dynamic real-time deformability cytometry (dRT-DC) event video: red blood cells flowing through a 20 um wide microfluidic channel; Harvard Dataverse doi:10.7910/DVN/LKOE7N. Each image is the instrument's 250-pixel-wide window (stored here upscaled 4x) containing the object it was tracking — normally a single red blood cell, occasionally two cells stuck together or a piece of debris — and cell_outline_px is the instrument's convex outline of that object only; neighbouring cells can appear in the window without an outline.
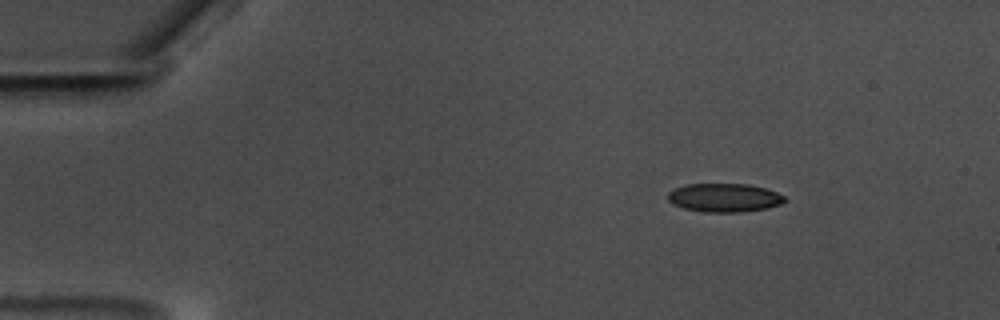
{"species": "common noctule bat (a hibernating species)", "species_latin": "Nyctalus noctula", "temperature_condition": "warm", "stored_images_in_passage": 52, "camera_frame_rate_fps": 3000, "um_per_image_px": 0.085, "animal": {"sex": "male", "body_mass_g": 17.5, "forearm_length_mm": 52.3}, "frame": {"image": 1, "passage_image": 2, "time_ms": 0.333, "image_size_px": [1000, 320], "cell_outline_px": [[788, 200], [780, 204], [764, 208], [740, 212], [704, 212], [684, 208], [672, 204], [668, 200], [668, 192], [684, 184], [748, 184], [764, 188], [776, 192], [784, 196]], "centroid_in_image_um": [61.54, 16.8], "position_along_channel_um": 23.5, "area_um2": 19.36}}
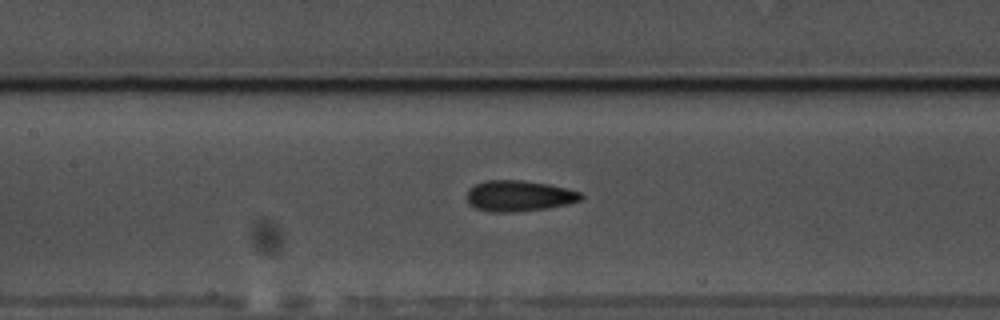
{"frame": {"image": 2, "passage_image": 21, "time_ms": 6.667, "image_size_px": [1000, 320], "cell_outline_px": [[584, 196], [580, 200], [564, 204], [544, 208], [512, 212], [488, 212], [476, 208], [468, 204], [468, 192], [476, 184], [484, 180], [524, 180], [548, 184], [580, 192]], "centroid_in_image_um": [44.08, 16.64], "position_along_channel_um": 163.3, "area_um2": 20.23}}
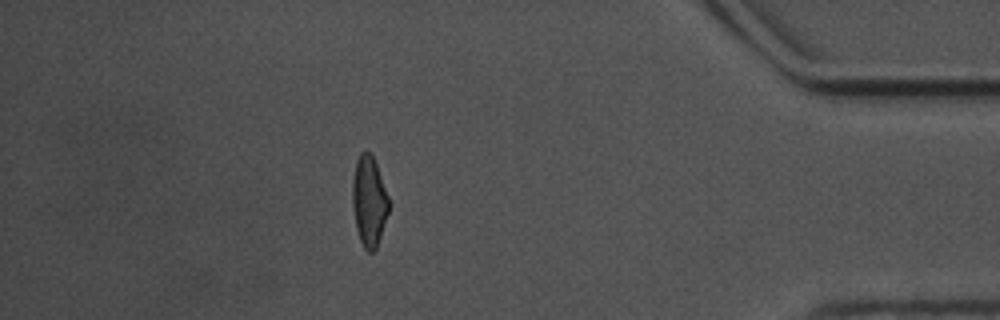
{"frame": {"image": 3, "passage_image": 45, "time_ms": 14.667, "image_size_px": [1000, 320], "cell_outline_px": [[388, 212], [376, 248], [372, 252], [368, 252], [364, 248], [360, 240], [356, 228], [352, 204], [352, 180], [356, 160], [360, 152], [364, 148], [372, 156], [376, 164], [388, 196]], "centroid_in_image_um": [31.34, 17.07], "position_along_channel_um": 403.9, "area_um2": 18.96}, "authors_computed_cell_mechanics": {"area_um2": 19.8254, "velocity_mm_per_s": 3.5254, "shape_relaxation_time_tau1_ms": 4.4364, "shape_relaxation_time_tau2_ms": 1.6317, "deformation_change_tau1": 0.1572, "deformation_change_tau2": 0.0939}}